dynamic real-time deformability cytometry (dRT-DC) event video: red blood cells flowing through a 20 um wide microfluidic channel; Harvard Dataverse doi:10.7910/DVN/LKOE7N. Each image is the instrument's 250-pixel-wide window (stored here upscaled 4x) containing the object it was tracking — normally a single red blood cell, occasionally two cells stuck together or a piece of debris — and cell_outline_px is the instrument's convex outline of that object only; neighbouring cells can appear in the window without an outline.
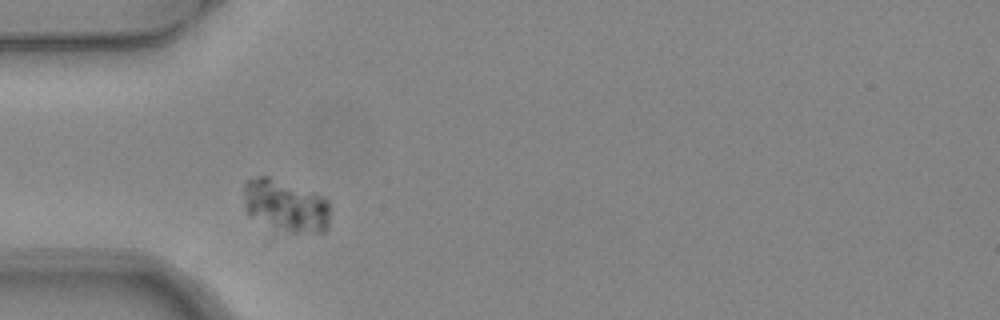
{"species": "common noctule bat (a hibernating species)", "species_latin": "Nyctalus noctula", "temperature_condition": "warm", "stored_images_in_passage": 3, "camera_frame_rate_fps": 3000, "um_per_image_px": 0.085, "animal": {"sex": "female", "body_mass_g": 24.6, "forearm_length_mm": 56.2}, "frame": {"image": 1, "passage_image": 2, "time_ms": 0.333, "image_size_px": [1000, 320], "cell_outline_px": [[328, 228], [324, 232], [292, 232], [252, 216], [248, 212], [244, 204], [244, 184], [248, 180], [256, 176], [268, 176], [324, 196], [328, 200]], "centroid_in_image_um": [24.31, 17.44], "position_along_channel_um": 60.7, "area_um2": 25.43}}
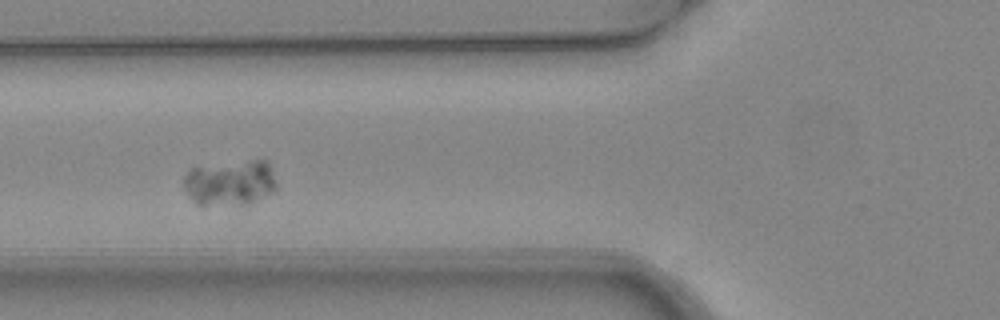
{"frame": {"image": 2, "passage_image": 3, "time_ms": 0.667, "image_size_px": [1000, 320], "cell_outline_px": [[276, 192], [248, 204], [200, 208], [192, 200], [184, 188], [184, 176], [192, 168], [248, 160], [268, 160], [276, 184]], "centroid_in_image_um": [19.56, 15.59], "position_along_channel_um": 106.2, "area_um2": 25.14}}